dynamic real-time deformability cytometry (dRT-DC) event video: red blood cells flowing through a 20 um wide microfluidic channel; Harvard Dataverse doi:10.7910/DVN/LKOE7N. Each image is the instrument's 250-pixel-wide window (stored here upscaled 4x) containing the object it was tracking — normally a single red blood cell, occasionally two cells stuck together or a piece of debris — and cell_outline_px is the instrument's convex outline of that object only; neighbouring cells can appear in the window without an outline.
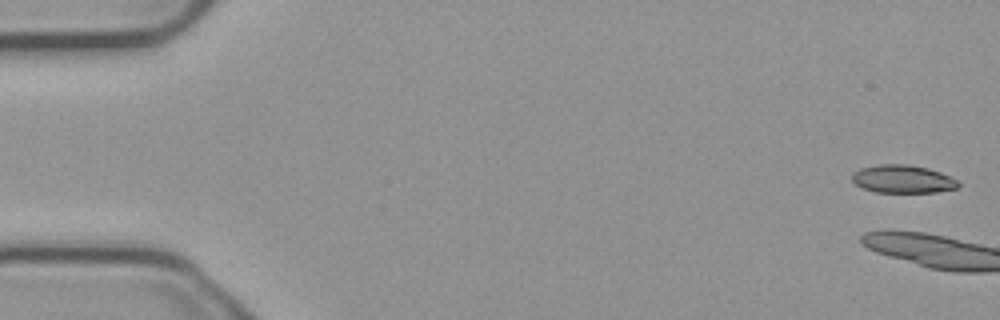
{"species": "common noctule bat (a hibernating species)", "species_latin": "Nyctalus noctula", "temperature_condition": "cold", "stored_images_in_passage": 3, "camera_frame_rate_fps": 3000, "um_per_image_px": 0.085, "animal": {"sex": "male", "body_mass_g": 23.1, "forearm_length_mm": 52.7}, "frame": {"image": 1, "passage_image": 1, "time_ms": 0.0, "image_size_px": [1000, 320], "cell_outline_px": [[960, 184], [956, 188], [936, 192], [876, 192], [860, 188], [852, 180], [852, 172], [860, 168], [880, 164], [908, 164], [928, 168], [940, 172], [960, 180]], "centroid_in_image_um": [76.73, 15.21], "position_along_channel_um": 8.3, "area_um2": 17.51}}